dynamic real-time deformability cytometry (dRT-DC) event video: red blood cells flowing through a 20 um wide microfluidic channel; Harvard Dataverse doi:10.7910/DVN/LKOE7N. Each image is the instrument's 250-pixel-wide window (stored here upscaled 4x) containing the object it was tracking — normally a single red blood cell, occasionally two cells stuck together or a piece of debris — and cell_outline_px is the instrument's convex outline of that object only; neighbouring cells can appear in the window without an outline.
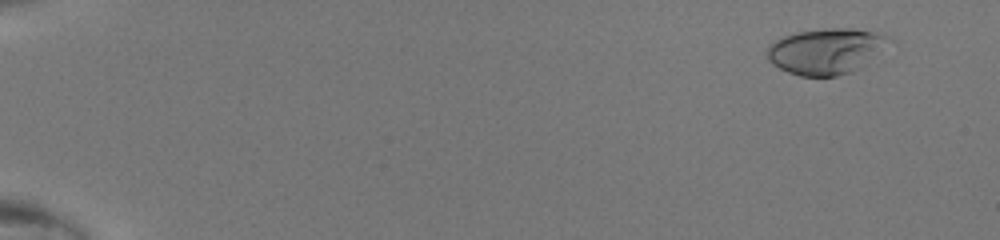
{"species": "human", "species_latin": "Homo sapiens", "temperature_condition": "room temperature", "stored_images_in_passage": 49, "camera_frame_rate_fps": 3000, "um_per_image_px": 0.085, "donor": {"sex": "male"}, "frame": {"image": 1, "passage_image": 4, "time_ms": 1.0, "image_size_px": [1000, 240], "cell_outline_px": [[896, 40], [852, 72], [836, 76], [800, 76], [788, 72], [772, 64], [768, 60], [768, 44], [784, 36], [796, 32], [828, 28], [852, 28], [892, 36]], "centroid_in_image_um": [70.23, 4.33], "position_along_channel_um": 14.8, "area_um2": 32.48}}
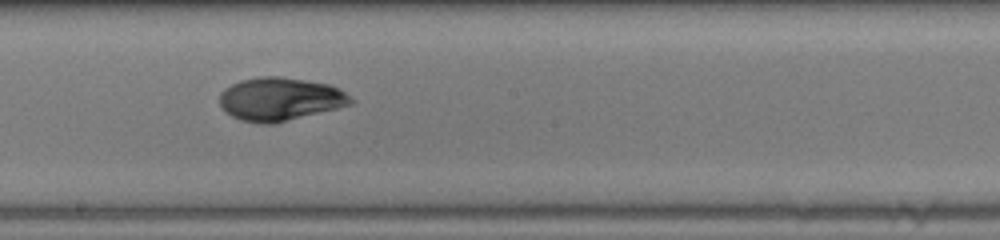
{"frame": {"image": 2, "passage_image": 30, "time_ms": 9.667, "image_size_px": [1000, 240], "cell_outline_px": [[356, 100], [352, 104], [276, 124], [256, 124], [240, 120], [224, 112], [220, 108], [220, 92], [224, 88], [240, 80], [260, 76], [280, 76], [328, 84], [340, 88]], "centroid_in_image_um": [23.79, 8.44], "position_along_channel_um": 224.4, "area_um2": 33.52}}
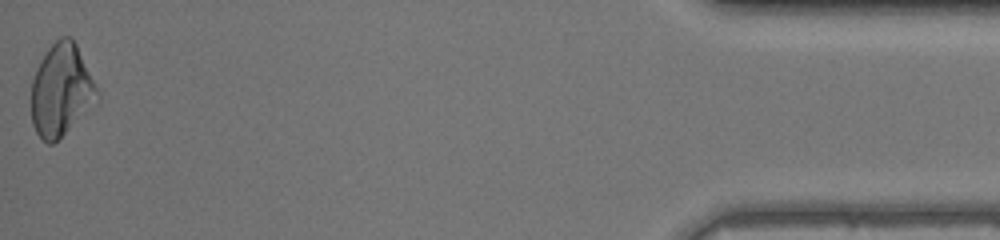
{"frame": {"image": 3, "passage_image": 49, "time_ms": 16.0, "image_size_px": [1000, 240], "cell_outline_px": [[100, 100], [96, 104], [52, 144], [48, 144], [36, 132], [32, 124], [32, 80], [36, 68], [40, 60], [48, 48], [60, 36], [72, 36], [100, 92]], "centroid_in_image_um": [5.23, 7.64], "position_along_channel_um": 430.0, "area_um2": 35.37}}